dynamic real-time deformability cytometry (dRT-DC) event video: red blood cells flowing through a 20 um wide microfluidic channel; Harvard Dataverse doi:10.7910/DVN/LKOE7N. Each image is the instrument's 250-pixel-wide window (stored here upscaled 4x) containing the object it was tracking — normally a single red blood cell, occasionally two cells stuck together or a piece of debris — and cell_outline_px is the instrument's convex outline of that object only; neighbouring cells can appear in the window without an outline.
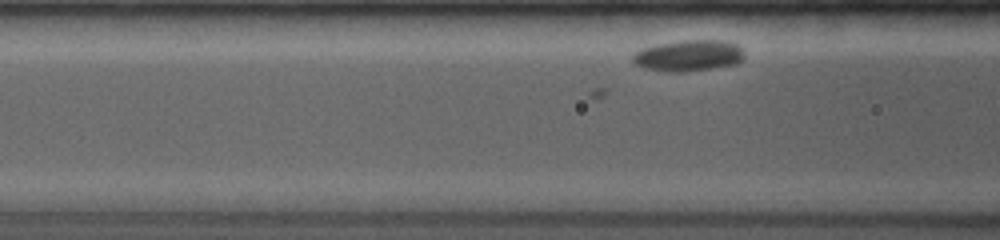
{"species": "common noctule bat (a hibernating species)", "species_latin": "Nyctalus noctula", "temperature_condition": "room temperature", "stored_images_in_passage": 33, "camera_frame_rate_fps": 4000, "um_per_image_px": 0.085, "animal": {"sex": "female", "body_mass_g": 19.0, "forearm_length_mm": 53.3}, "frame": {"image": 1, "passage_image": 9, "time_ms": 1.5, "image_size_px": [1000, 240], "cell_outline_px": [[744, 60], [740, 64], [684, 72], [668, 72], [644, 68], [636, 64], [632, 60], [632, 56], [640, 48], [656, 44], [680, 40], [724, 40], [736, 44], [744, 52]], "centroid_in_image_um": [58.55, 4.72], "position_along_channel_um": 108.1, "area_um2": 20.63}}